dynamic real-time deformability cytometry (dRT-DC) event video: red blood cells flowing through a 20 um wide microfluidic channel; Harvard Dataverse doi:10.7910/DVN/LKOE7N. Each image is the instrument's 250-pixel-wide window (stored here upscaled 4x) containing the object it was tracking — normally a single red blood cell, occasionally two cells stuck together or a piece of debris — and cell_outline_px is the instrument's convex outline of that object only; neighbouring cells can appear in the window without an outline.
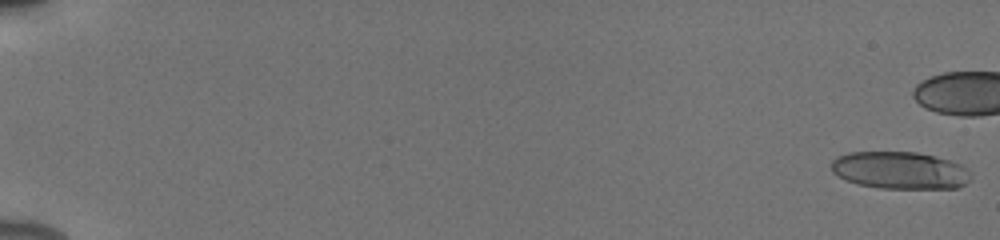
{"species": "human", "species_latin": "Homo sapiens", "temperature_condition": "cold", "stored_images_in_passage": 48, "camera_frame_rate_fps": 3000, "um_per_image_px": 0.085, "donor": {"sex": "male"}, "frame": {"image": 1, "passage_image": 1, "time_ms": 0.0, "image_size_px": [1000, 240], "cell_outline_px": [[972, 176], [960, 188], [880, 188], [856, 184], [832, 172], [832, 160], [836, 156], [848, 152], [916, 152], [948, 160], [960, 164], [968, 168]], "centroid_in_image_um": [76.5, 14.48], "position_along_channel_um": 8.5, "area_um2": 30.29}}
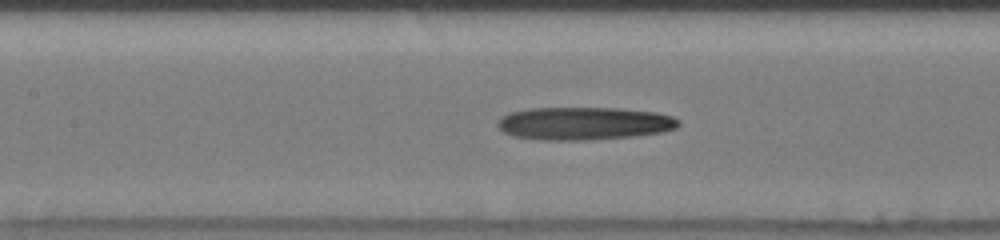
{"frame": {"image": 2, "passage_image": 28, "time_ms": 9.0, "image_size_px": [1000, 240], "cell_outline_px": [[680, 124], [676, 128], [664, 132], [636, 136], [592, 140], [540, 140], [512, 136], [504, 132], [496, 124], [500, 116], [512, 112], [528, 108], [616, 108], [656, 112], [672, 116], [680, 120]], "centroid_in_image_um": [49.65, 10.5], "position_along_channel_um": 157.7, "area_um2": 35.03}}
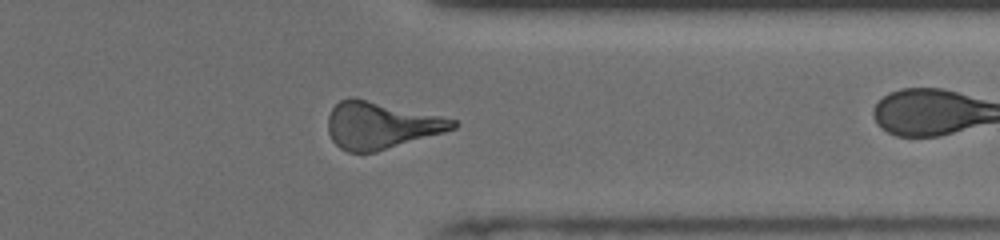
{"frame": {"image": 3, "passage_image": 45, "time_ms": 14.667, "image_size_px": [1000, 240], "cell_outline_px": [[456, 128], [444, 132], [376, 152], [348, 152], [340, 148], [332, 140], [328, 132], [328, 116], [332, 108], [340, 100], [348, 96], [356, 96], [440, 116], [456, 120]], "centroid_in_image_um": [32.33, 10.63], "position_along_channel_um": 379.1, "area_um2": 34.28}}